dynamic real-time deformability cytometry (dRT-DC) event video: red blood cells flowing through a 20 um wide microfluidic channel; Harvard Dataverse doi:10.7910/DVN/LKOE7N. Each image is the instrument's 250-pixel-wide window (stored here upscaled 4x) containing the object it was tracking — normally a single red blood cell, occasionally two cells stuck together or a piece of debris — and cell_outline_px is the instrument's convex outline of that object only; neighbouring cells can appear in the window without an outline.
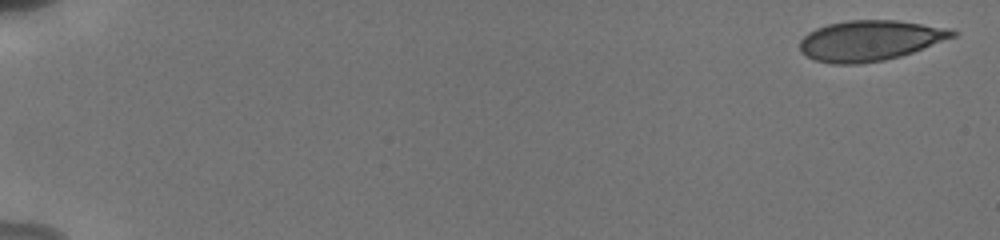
{"species": "human", "species_latin": "Homo sapiens", "temperature_condition": "cold", "stored_images_in_passage": 34, "camera_frame_rate_fps": 3000, "um_per_image_px": 0.085, "donor": {"sex": "male"}, "frame": {"image": 1, "passage_image": 1, "time_ms": 0.0, "image_size_px": [1000, 240], "cell_outline_px": [[960, 32], [956, 36], [912, 52], [900, 56], [884, 60], [856, 64], [832, 64], [816, 60], [800, 52], [800, 40], [808, 32], [816, 28], [828, 24], [848, 20], [896, 20], [948, 28]], "centroid_in_image_um": [73.93, 3.44], "position_along_channel_um": 11.1, "area_um2": 35.84}}
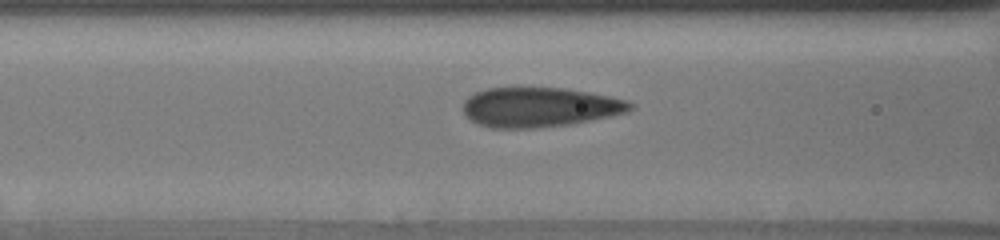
{"frame": {"image": 2, "passage_image": 14, "time_ms": 7.667, "image_size_px": [1000, 240], "cell_outline_px": [[636, 104], [628, 112], [612, 116], [572, 124], [536, 128], [488, 128], [476, 124], [464, 112], [464, 100], [468, 96], [476, 92], [488, 88], [564, 88], [588, 92], [628, 100]], "centroid_in_image_um": [45.89, 9.12], "position_along_channel_um": 120.7, "area_um2": 38.78}}
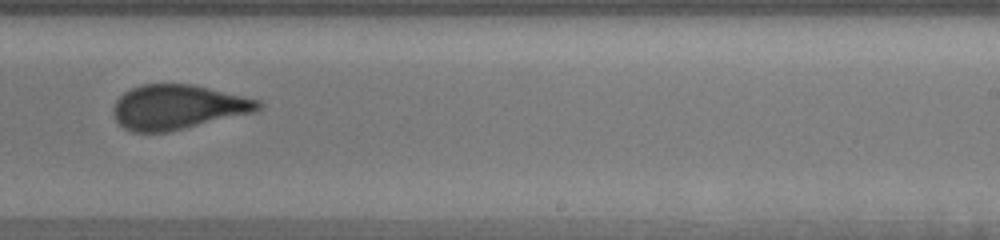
{"frame": {"image": 3, "passage_image": 24, "time_ms": 11.667, "image_size_px": [1000, 240], "cell_outline_px": [[264, 108], [252, 112], [168, 132], [132, 132], [124, 128], [116, 120], [112, 112], [112, 108], [116, 100], [124, 92], [140, 84], [192, 84], [244, 96], [260, 100], [264, 104]], "centroid_in_image_um": [15.09, 9.09], "position_along_channel_um": 273.9, "area_um2": 37.57}, "authors_computed_cell_mechanics": {"area_um2": 38.2925, "velocity_mm_per_s": 3.8374, "shape_relaxation_time_tau1_ms": 10.2568, "shape_relaxation_time_tau2_ms": 0.8152, "deformation_change_tau1": 0.2193, "deformation_change_tau2": 0.0691}}